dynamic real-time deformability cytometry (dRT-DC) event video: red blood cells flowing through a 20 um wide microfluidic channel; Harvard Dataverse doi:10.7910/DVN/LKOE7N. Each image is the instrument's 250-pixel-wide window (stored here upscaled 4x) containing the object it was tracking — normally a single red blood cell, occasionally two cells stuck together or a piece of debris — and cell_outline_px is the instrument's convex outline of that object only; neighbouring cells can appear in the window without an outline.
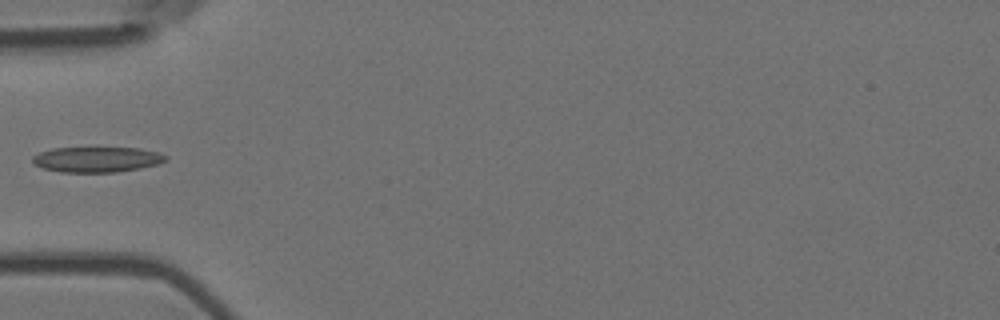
{"species": "Egyptian fruit bat (a non-hibernating species)", "species_latin": "Rousettus aegyptiacus", "temperature_condition": "room temperature", "stored_images_in_passage": 6, "camera_frame_rate_fps": 3000, "um_per_image_px": 0.085, "animal": {"sex": "female"}, "frame": {"image": 1, "passage_image": 6, "time_ms": 1.667, "image_size_px": [1000, 320], "cell_outline_px": [[168, 160], [160, 164], [140, 168], [116, 172], [60, 172], [44, 168], [32, 164], [32, 156], [40, 152], [52, 148], [140, 148], [160, 152], [168, 156]], "centroid_in_image_um": [8.27, 13.55], "position_along_channel_um": 76.7, "area_um2": 19.88}}